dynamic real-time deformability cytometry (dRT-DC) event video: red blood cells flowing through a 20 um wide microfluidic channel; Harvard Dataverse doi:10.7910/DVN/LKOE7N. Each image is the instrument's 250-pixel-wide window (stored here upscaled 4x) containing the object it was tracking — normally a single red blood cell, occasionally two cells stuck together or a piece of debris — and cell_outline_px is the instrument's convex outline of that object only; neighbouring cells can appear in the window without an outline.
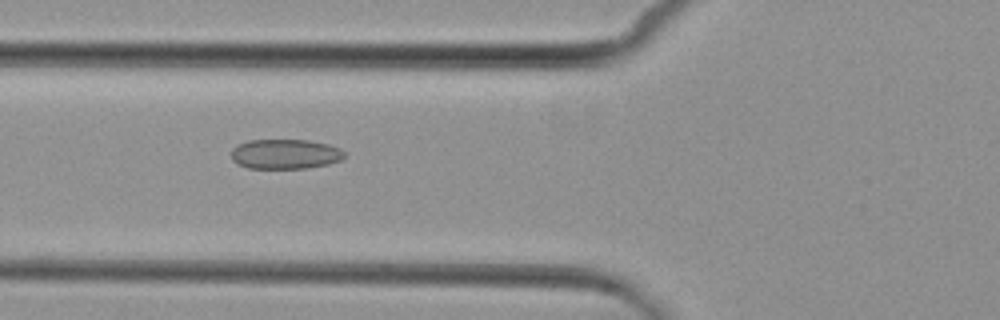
{"species": "common noctule bat (a hibernating species)", "species_latin": "Nyctalus noctula", "temperature_condition": "cold", "stored_images_in_passage": 9, "camera_frame_rate_fps": 3000, "um_per_image_px": 0.085, "animal": {"sex": "female", "body_mass_g": 29.2, "forearm_length_mm": 56.3}, "frame": {"image": 1, "passage_image": 6, "time_ms": 6.0, "image_size_px": [1000, 320], "cell_outline_px": [[344, 156], [340, 160], [328, 164], [304, 168], [248, 168], [236, 164], [232, 160], [232, 148], [248, 140], [308, 140], [328, 144], [340, 148], [344, 152]], "centroid_in_image_um": [24.22, 13.09], "position_along_channel_um": 101.6, "area_um2": 19.59}}
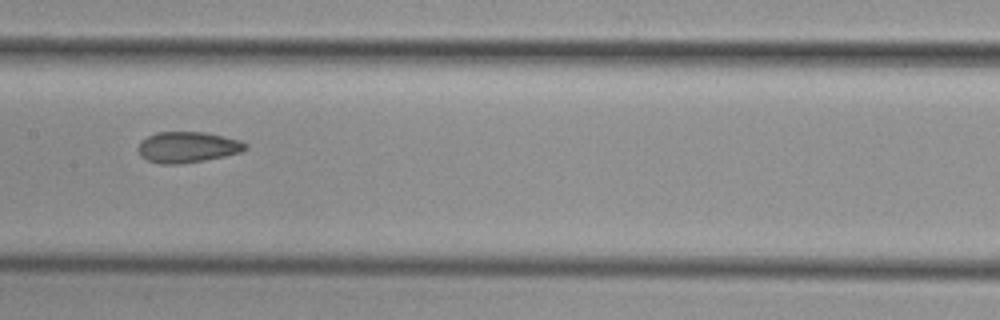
{"frame": {"image": 2, "passage_image": 8, "time_ms": 8.333, "image_size_px": [1000, 320], "cell_outline_px": [[248, 148], [240, 152], [224, 156], [204, 160], [176, 164], [160, 164], [148, 160], [140, 156], [136, 148], [140, 140], [156, 132], [204, 132], [240, 140], [248, 144]], "centroid_in_image_um": [15.9, 12.5], "position_along_channel_um": 191.5, "area_um2": 19.36}}
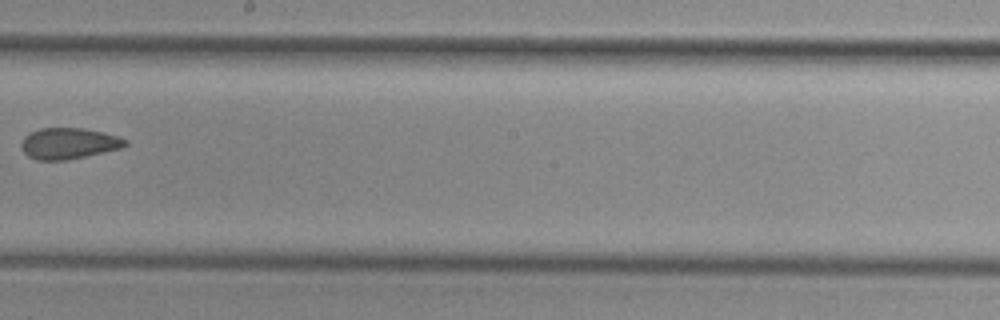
{"frame": {"image": 3, "passage_image": 9, "time_ms": 9.667, "image_size_px": [1000, 320], "cell_outline_px": [[128, 144], [120, 148], [68, 160], [36, 160], [28, 156], [24, 152], [20, 144], [24, 136], [28, 132], [40, 128], [84, 128], [116, 136], [128, 140]], "centroid_in_image_um": [5.79, 12.19], "position_along_channel_um": 242.4, "area_um2": 18.79}}